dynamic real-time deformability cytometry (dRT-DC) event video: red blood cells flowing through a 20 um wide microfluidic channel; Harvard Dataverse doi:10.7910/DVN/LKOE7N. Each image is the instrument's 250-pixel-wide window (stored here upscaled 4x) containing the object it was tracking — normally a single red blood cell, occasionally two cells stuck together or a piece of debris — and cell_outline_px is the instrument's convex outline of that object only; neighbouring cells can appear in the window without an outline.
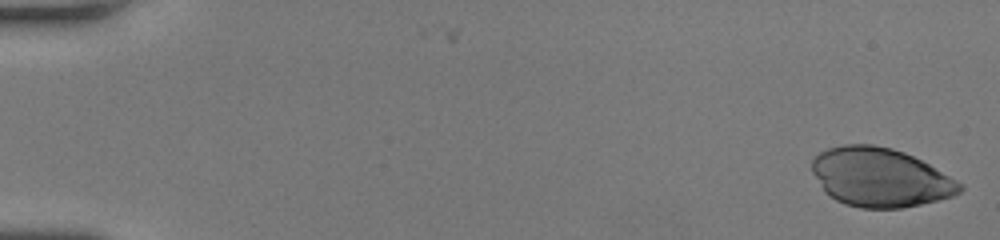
{"species": "human", "species_latin": "Homo sapiens", "temperature_condition": "room temperature", "stored_images_in_passage": 43, "camera_frame_rate_fps": 3000, "um_per_image_px": 0.085, "donor": {"sex": "female"}, "frame": {"image": 1, "passage_image": 1, "time_ms": 0.0, "image_size_px": [1000, 240], "cell_outline_px": [[964, 188], [960, 192], [952, 196], [920, 204], [900, 208], [860, 208], [844, 204], [836, 200], [824, 192], [812, 172], [812, 160], [820, 152], [828, 148], [844, 144], [872, 144], [892, 148], [904, 152], [928, 164], [956, 180]], "centroid_in_image_um": [74.77, 15.08], "position_along_channel_um": 10.2, "area_um2": 50.46}}